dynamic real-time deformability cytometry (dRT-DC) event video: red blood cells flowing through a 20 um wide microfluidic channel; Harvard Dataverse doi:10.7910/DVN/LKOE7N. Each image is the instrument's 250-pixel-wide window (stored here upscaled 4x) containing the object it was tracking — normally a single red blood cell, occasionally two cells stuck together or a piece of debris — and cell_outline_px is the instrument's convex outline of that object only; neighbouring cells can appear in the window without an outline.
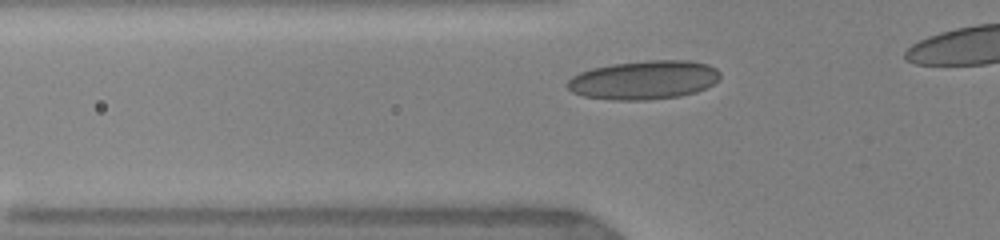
{"species": "human", "species_latin": "Homo sapiens", "temperature_condition": "warm", "stored_images_in_passage": 29, "camera_frame_rate_fps": 3000, "um_per_image_px": 0.085, "donor": {"sex": "female"}, "frame": {"image": 1, "passage_image": 5, "time_ms": 1.667, "image_size_px": [1000, 240], "cell_outline_px": [[720, 80], [696, 92], [680, 96], [648, 100], [612, 100], [584, 96], [572, 92], [564, 84], [572, 76], [580, 72], [592, 68], [612, 64], [648, 60], [688, 60], [708, 64], [716, 68], [720, 72]], "centroid_in_image_um": [54.73, 6.8], "position_along_channel_um": 71.1, "area_um2": 34.74}}
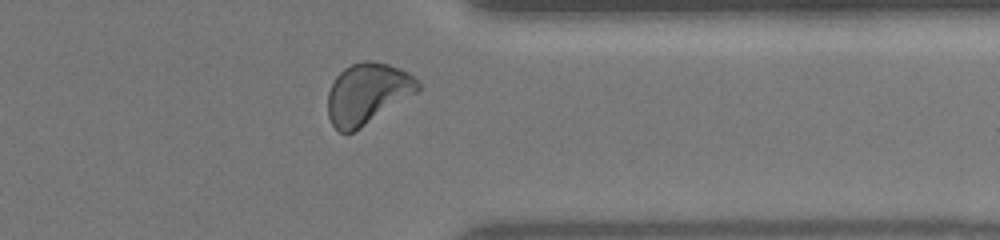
{"frame": {"image": 2, "passage_image": 25, "time_ms": 9.667, "image_size_px": [1000, 240], "cell_outline_px": [[420, 88], [416, 92], [360, 128], [352, 132], [340, 132], [332, 124], [328, 116], [328, 92], [336, 76], [344, 68], [352, 64], [364, 60], [372, 60], [388, 64], [400, 68], [408, 72], [420, 84]], "centroid_in_image_um": [31.2, 7.93], "position_along_channel_um": 380.2, "area_um2": 31.56}, "authors_computed_cell_mechanics": {"area_um2": 31.0386, "velocity_mm_per_s": 3.8955, "shape_relaxation_time_tau1_ms": 5.1881, "shape_relaxation_time_tau2_ms": 1.0387, "deformation_change_tau1": 0.1309, "deformation_change_tau2": 0.0586}}